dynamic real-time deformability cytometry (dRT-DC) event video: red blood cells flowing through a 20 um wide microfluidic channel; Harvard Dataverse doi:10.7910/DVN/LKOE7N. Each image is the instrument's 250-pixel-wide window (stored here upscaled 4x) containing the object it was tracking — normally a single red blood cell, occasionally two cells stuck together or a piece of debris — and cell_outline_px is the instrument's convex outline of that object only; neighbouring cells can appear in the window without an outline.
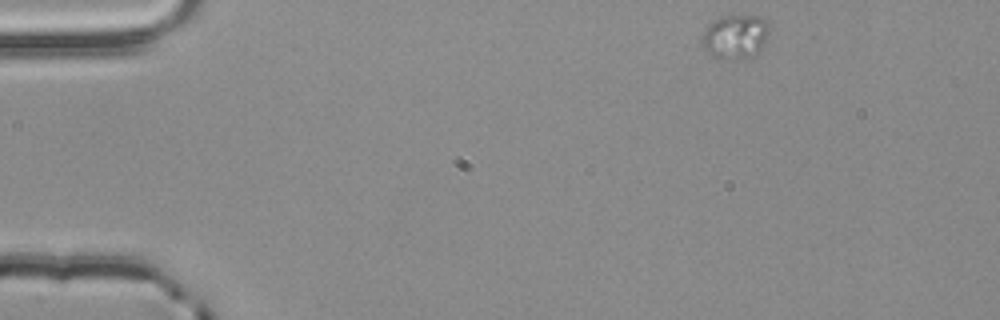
{"species": "common noctule bat (a hibernating species)", "species_latin": "Nyctalus noctula", "temperature_condition": "room temperature", "stored_images_in_passage": 3, "camera_frame_rate_fps": 3000, "um_per_image_px": 0.085, "animal": {"sex": "male", "body_mass_g": 20.4}, "frame": {"image": 1, "passage_image": 1, "time_ms": 0.0, "image_size_px": [1000, 320], "cell_outline_px": [[768, 36], [764, 48], [760, 52], [752, 56], [740, 60], [720, 60], [712, 56], [700, 44], [700, 40], [704, 32], [716, 20], [724, 16], [756, 16], [764, 20], [768, 28]], "centroid_in_image_um": [62.51, 3.19], "position_along_channel_um": 22.5, "area_um2": 17.4}}
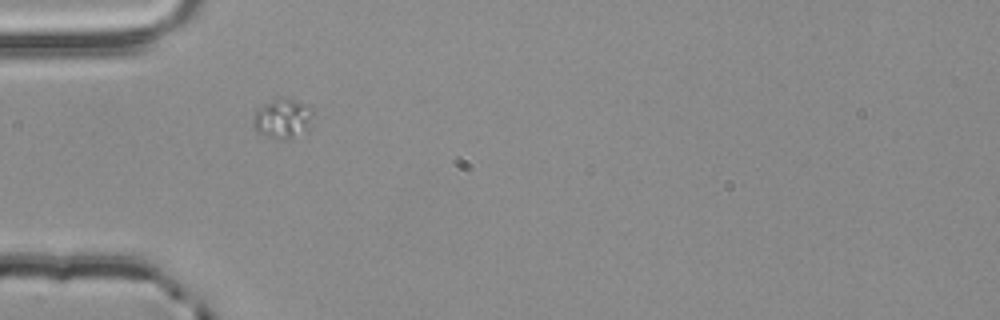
{"frame": {"image": 2, "passage_image": 3, "time_ms": 0.667, "image_size_px": [1000, 320], "cell_outline_px": [[312, 116], [308, 128], [284, 140], [268, 136], [256, 132], [252, 124], [252, 116], [264, 104], [272, 100], [292, 100], [312, 104]], "centroid_in_image_um": [24.01, 10.07], "position_along_channel_um": 61.0, "area_um2": 13.41}}